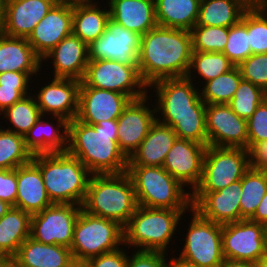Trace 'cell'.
I'll return each instance as SVG.
<instances>
[{"mask_svg":"<svg viewBox=\"0 0 267 267\" xmlns=\"http://www.w3.org/2000/svg\"><path fill=\"white\" fill-rule=\"evenodd\" d=\"M201 0H154L159 26L191 31L195 26Z\"/></svg>","mask_w":267,"mask_h":267,"instance_id":"cell-33","label":"cell"},{"mask_svg":"<svg viewBox=\"0 0 267 267\" xmlns=\"http://www.w3.org/2000/svg\"><path fill=\"white\" fill-rule=\"evenodd\" d=\"M247 31L252 54L267 53V0L252 4L247 10Z\"/></svg>","mask_w":267,"mask_h":267,"instance_id":"cell-39","label":"cell"},{"mask_svg":"<svg viewBox=\"0 0 267 267\" xmlns=\"http://www.w3.org/2000/svg\"><path fill=\"white\" fill-rule=\"evenodd\" d=\"M117 133V119L90 125L74 118L68 122L67 152L92 175L126 172L128 158L118 146Z\"/></svg>","mask_w":267,"mask_h":267,"instance_id":"cell-3","label":"cell"},{"mask_svg":"<svg viewBox=\"0 0 267 267\" xmlns=\"http://www.w3.org/2000/svg\"><path fill=\"white\" fill-rule=\"evenodd\" d=\"M169 260L168 261V266L167 267H194V266H191L189 264H186L182 261H180L179 259H177L176 257H170L169 256Z\"/></svg>","mask_w":267,"mask_h":267,"instance_id":"cell-53","label":"cell"},{"mask_svg":"<svg viewBox=\"0 0 267 267\" xmlns=\"http://www.w3.org/2000/svg\"><path fill=\"white\" fill-rule=\"evenodd\" d=\"M221 267H256L255 263L250 261L224 259Z\"/></svg>","mask_w":267,"mask_h":267,"instance_id":"cell-52","label":"cell"},{"mask_svg":"<svg viewBox=\"0 0 267 267\" xmlns=\"http://www.w3.org/2000/svg\"><path fill=\"white\" fill-rule=\"evenodd\" d=\"M249 220L257 223H262L267 226V192L262 198V201L257 207L254 215Z\"/></svg>","mask_w":267,"mask_h":267,"instance_id":"cell-51","label":"cell"},{"mask_svg":"<svg viewBox=\"0 0 267 267\" xmlns=\"http://www.w3.org/2000/svg\"><path fill=\"white\" fill-rule=\"evenodd\" d=\"M256 267H267V253L261 256L255 263Z\"/></svg>","mask_w":267,"mask_h":267,"instance_id":"cell-56","label":"cell"},{"mask_svg":"<svg viewBox=\"0 0 267 267\" xmlns=\"http://www.w3.org/2000/svg\"><path fill=\"white\" fill-rule=\"evenodd\" d=\"M58 0H5L1 32L10 37L28 39L38 22Z\"/></svg>","mask_w":267,"mask_h":267,"instance_id":"cell-22","label":"cell"},{"mask_svg":"<svg viewBox=\"0 0 267 267\" xmlns=\"http://www.w3.org/2000/svg\"><path fill=\"white\" fill-rule=\"evenodd\" d=\"M0 267H14L11 259H0Z\"/></svg>","mask_w":267,"mask_h":267,"instance_id":"cell-57","label":"cell"},{"mask_svg":"<svg viewBox=\"0 0 267 267\" xmlns=\"http://www.w3.org/2000/svg\"><path fill=\"white\" fill-rule=\"evenodd\" d=\"M58 1H70V2H76V1H85V0H58Z\"/></svg>","mask_w":267,"mask_h":267,"instance_id":"cell-58","label":"cell"},{"mask_svg":"<svg viewBox=\"0 0 267 267\" xmlns=\"http://www.w3.org/2000/svg\"><path fill=\"white\" fill-rule=\"evenodd\" d=\"M149 99L147 93L142 98L131 100L117 118L118 146L127 158L140 146L156 121L155 105Z\"/></svg>","mask_w":267,"mask_h":267,"instance_id":"cell-16","label":"cell"},{"mask_svg":"<svg viewBox=\"0 0 267 267\" xmlns=\"http://www.w3.org/2000/svg\"><path fill=\"white\" fill-rule=\"evenodd\" d=\"M241 180L214 192H191L192 208L202 217L219 224L241 220Z\"/></svg>","mask_w":267,"mask_h":267,"instance_id":"cell-18","label":"cell"},{"mask_svg":"<svg viewBox=\"0 0 267 267\" xmlns=\"http://www.w3.org/2000/svg\"><path fill=\"white\" fill-rule=\"evenodd\" d=\"M41 72H12L7 71L0 74V85L8 88H29L32 84L31 80ZM33 76V77H32ZM30 85V86H29Z\"/></svg>","mask_w":267,"mask_h":267,"instance_id":"cell-48","label":"cell"},{"mask_svg":"<svg viewBox=\"0 0 267 267\" xmlns=\"http://www.w3.org/2000/svg\"><path fill=\"white\" fill-rule=\"evenodd\" d=\"M43 65L28 39L10 37L0 31V74L7 71L42 72Z\"/></svg>","mask_w":267,"mask_h":267,"instance_id":"cell-30","label":"cell"},{"mask_svg":"<svg viewBox=\"0 0 267 267\" xmlns=\"http://www.w3.org/2000/svg\"><path fill=\"white\" fill-rule=\"evenodd\" d=\"M10 207L11 205L0 199V218H2L6 214Z\"/></svg>","mask_w":267,"mask_h":267,"instance_id":"cell-54","label":"cell"},{"mask_svg":"<svg viewBox=\"0 0 267 267\" xmlns=\"http://www.w3.org/2000/svg\"><path fill=\"white\" fill-rule=\"evenodd\" d=\"M265 98H267L266 92L242 79L228 105L239 117L248 120Z\"/></svg>","mask_w":267,"mask_h":267,"instance_id":"cell-40","label":"cell"},{"mask_svg":"<svg viewBox=\"0 0 267 267\" xmlns=\"http://www.w3.org/2000/svg\"><path fill=\"white\" fill-rule=\"evenodd\" d=\"M176 139L172 127L156 120L140 146L128 158V166L162 167Z\"/></svg>","mask_w":267,"mask_h":267,"instance_id":"cell-25","label":"cell"},{"mask_svg":"<svg viewBox=\"0 0 267 267\" xmlns=\"http://www.w3.org/2000/svg\"><path fill=\"white\" fill-rule=\"evenodd\" d=\"M192 35V51L220 52L224 51L228 40V27L194 26Z\"/></svg>","mask_w":267,"mask_h":267,"instance_id":"cell-42","label":"cell"},{"mask_svg":"<svg viewBox=\"0 0 267 267\" xmlns=\"http://www.w3.org/2000/svg\"><path fill=\"white\" fill-rule=\"evenodd\" d=\"M248 150L261 141L267 140V98L256 108L247 120Z\"/></svg>","mask_w":267,"mask_h":267,"instance_id":"cell-44","label":"cell"},{"mask_svg":"<svg viewBox=\"0 0 267 267\" xmlns=\"http://www.w3.org/2000/svg\"><path fill=\"white\" fill-rule=\"evenodd\" d=\"M169 256L160 251H134L128 255L127 267H167Z\"/></svg>","mask_w":267,"mask_h":267,"instance_id":"cell-45","label":"cell"},{"mask_svg":"<svg viewBox=\"0 0 267 267\" xmlns=\"http://www.w3.org/2000/svg\"><path fill=\"white\" fill-rule=\"evenodd\" d=\"M250 168L249 150L207 146L199 184L192 192L219 191L242 179Z\"/></svg>","mask_w":267,"mask_h":267,"instance_id":"cell-10","label":"cell"},{"mask_svg":"<svg viewBox=\"0 0 267 267\" xmlns=\"http://www.w3.org/2000/svg\"><path fill=\"white\" fill-rule=\"evenodd\" d=\"M207 146L192 140L177 138L167 153L162 167L192 192L202 177Z\"/></svg>","mask_w":267,"mask_h":267,"instance_id":"cell-17","label":"cell"},{"mask_svg":"<svg viewBox=\"0 0 267 267\" xmlns=\"http://www.w3.org/2000/svg\"><path fill=\"white\" fill-rule=\"evenodd\" d=\"M131 100L115 91L80 86L76 119L90 125L117 119Z\"/></svg>","mask_w":267,"mask_h":267,"instance_id":"cell-21","label":"cell"},{"mask_svg":"<svg viewBox=\"0 0 267 267\" xmlns=\"http://www.w3.org/2000/svg\"><path fill=\"white\" fill-rule=\"evenodd\" d=\"M251 168L265 169L267 167V140L254 144L249 149Z\"/></svg>","mask_w":267,"mask_h":267,"instance_id":"cell-50","label":"cell"},{"mask_svg":"<svg viewBox=\"0 0 267 267\" xmlns=\"http://www.w3.org/2000/svg\"><path fill=\"white\" fill-rule=\"evenodd\" d=\"M14 267H78L70 248L27 238L11 258Z\"/></svg>","mask_w":267,"mask_h":267,"instance_id":"cell-24","label":"cell"},{"mask_svg":"<svg viewBox=\"0 0 267 267\" xmlns=\"http://www.w3.org/2000/svg\"><path fill=\"white\" fill-rule=\"evenodd\" d=\"M0 115V117L4 116L7 119V121L5 120L6 123L9 121V124L6 125H12V127H7L6 130L22 136H25L40 116H42L36 98L32 93L25 96L22 100L15 102Z\"/></svg>","mask_w":267,"mask_h":267,"instance_id":"cell-37","label":"cell"},{"mask_svg":"<svg viewBox=\"0 0 267 267\" xmlns=\"http://www.w3.org/2000/svg\"><path fill=\"white\" fill-rule=\"evenodd\" d=\"M81 209L82 206L76 204H53L32 214L30 237L40 243L70 248Z\"/></svg>","mask_w":267,"mask_h":267,"instance_id":"cell-12","label":"cell"},{"mask_svg":"<svg viewBox=\"0 0 267 267\" xmlns=\"http://www.w3.org/2000/svg\"><path fill=\"white\" fill-rule=\"evenodd\" d=\"M81 81L69 78H55L42 85L35 95L41 115L59 116L70 122L78 113Z\"/></svg>","mask_w":267,"mask_h":267,"instance_id":"cell-20","label":"cell"},{"mask_svg":"<svg viewBox=\"0 0 267 267\" xmlns=\"http://www.w3.org/2000/svg\"><path fill=\"white\" fill-rule=\"evenodd\" d=\"M32 88H8L0 85V114L15 102L22 100L25 96L32 93ZM30 92V93H28Z\"/></svg>","mask_w":267,"mask_h":267,"instance_id":"cell-49","label":"cell"},{"mask_svg":"<svg viewBox=\"0 0 267 267\" xmlns=\"http://www.w3.org/2000/svg\"><path fill=\"white\" fill-rule=\"evenodd\" d=\"M241 77L267 93V53L252 54L237 66Z\"/></svg>","mask_w":267,"mask_h":267,"instance_id":"cell-43","label":"cell"},{"mask_svg":"<svg viewBox=\"0 0 267 267\" xmlns=\"http://www.w3.org/2000/svg\"><path fill=\"white\" fill-rule=\"evenodd\" d=\"M32 162L40 169L53 204L82 206L92 174L77 157L67 151L40 153L33 155Z\"/></svg>","mask_w":267,"mask_h":267,"instance_id":"cell-4","label":"cell"},{"mask_svg":"<svg viewBox=\"0 0 267 267\" xmlns=\"http://www.w3.org/2000/svg\"><path fill=\"white\" fill-rule=\"evenodd\" d=\"M189 215L190 221L184 245L180 255L176 257L180 261L194 267H221L224 256L222 251V224L215 223L202 217L193 208Z\"/></svg>","mask_w":267,"mask_h":267,"instance_id":"cell-9","label":"cell"},{"mask_svg":"<svg viewBox=\"0 0 267 267\" xmlns=\"http://www.w3.org/2000/svg\"><path fill=\"white\" fill-rule=\"evenodd\" d=\"M241 80L240 70L235 66L229 72L200 85V87L203 86L199 89L200 97L206 105L228 104L234 97Z\"/></svg>","mask_w":267,"mask_h":267,"instance_id":"cell-36","label":"cell"},{"mask_svg":"<svg viewBox=\"0 0 267 267\" xmlns=\"http://www.w3.org/2000/svg\"><path fill=\"white\" fill-rule=\"evenodd\" d=\"M192 55V35L188 30L157 25L141 35L137 67L149 86L164 78L186 77Z\"/></svg>","mask_w":267,"mask_h":267,"instance_id":"cell-2","label":"cell"},{"mask_svg":"<svg viewBox=\"0 0 267 267\" xmlns=\"http://www.w3.org/2000/svg\"><path fill=\"white\" fill-rule=\"evenodd\" d=\"M17 196V168L0 169V199L15 206Z\"/></svg>","mask_w":267,"mask_h":267,"instance_id":"cell-47","label":"cell"},{"mask_svg":"<svg viewBox=\"0 0 267 267\" xmlns=\"http://www.w3.org/2000/svg\"><path fill=\"white\" fill-rule=\"evenodd\" d=\"M138 206L190 210L191 192L160 166H128Z\"/></svg>","mask_w":267,"mask_h":267,"instance_id":"cell-7","label":"cell"},{"mask_svg":"<svg viewBox=\"0 0 267 267\" xmlns=\"http://www.w3.org/2000/svg\"><path fill=\"white\" fill-rule=\"evenodd\" d=\"M250 0H201L195 26L231 27L251 7Z\"/></svg>","mask_w":267,"mask_h":267,"instance_id":"cell-32","label":"cell"},{"mask_svg":"<svg viewBox=\"0 0 267 267\" xmlns=\"http://www.w3.org/2000/svg\"><path fill=\"white\" fill-rule=\"evenodd\" d=\"M128 253L129 251L122 246L115 251L90 258L80 267H127Z\"/></svg>","mask_w":267,"mask_h":267,"instance_id":"cell-46","label":"cell"},{"mask_svg":"<svg viewBox=\"0 0 267 267\" xmlns=\"http://www.w3.org/2000/svg\"><path fill=\"white\" fill-rule=\"evenodd\" d=\"M267 226L243 219L222 225V251L225 259L257 260L266 253Z\"/></svg>","mask_w":267,"mask_h":267,"instance_id":"cell-13","label":"cell"},{"mask_svg":"<svg viewBox=\"0 0 267 267\" xmlns=\"http://www.w3.org/2000/svg\"><path fill=\"white\" fill-rule=\"evenodd\" d=\"M30 213L11 206L0 218V259H11L30 237Z\"/></svg>","mask_w":267,"mask_h":267,"instance_id":"cell-31","label":"cell"},{"mask_svg":"<svg viewBox=\"0 0 267 267\" xmlns=\"http://www.w3.org/2000/svg\"><path fill=\"white\" fill-rule=\"evenodd\" d=\"M33 154L24 136L8 131L0 124V169H16L31 162Z\"/></svg>","mask_w":267,"mask_h":267,"instance_id":"cell-38","label":"cell"},{"mask_svg":"<svg viewBox=\"0 0 267 267\" xmlns=\"http://www.w3.org/2000/svg\"><path fill=\"white\" fill-rule=\"evenodd\" d=\"M72 17L73 2L58 1L38 22L28 42L40 59L62 39L72 34Z\"/></svg>","mask_w":267,"mask_h":267,"instance_id":"cell-19","label":"cell"},{"mask_svg":"<svg viewBox=\"0 0 267 267\" xmlns=\"http://www.w3.org/2000/svg\"><path fill=\"white\" fill-rule=\"evenodd\" d=\"M122 245L123 226L117 221L95 216L81 209L74 225L73 242L70 247L78 266L90 258L115 251Z\"/></svg>","mask_w":267,"mask_h":267,"instance_id":"cell-8","label":"cell"},{"mask_svg":"<svg viewBox=\"0 0 267 267\" xmlns=\"http://www.w3.org/2000/svg\"><path fill=\"white\" fill-rule=\"evenodd\" d=\"M53 205L46 188L40 169L31 161L17 167L16 208L35 214Z\"/></svg>","mask_w":267,"mask_h":267,"instance_id":"cell-26","label":"cell"},{"mask_svg":"<svg viewBox=\"0 0 267 267\" xmlns=\"http://www.w3.org/2000/svg\"><path fill=\"white\" fill-rule=\"evenodd\" d=\"M222 53L235 66H238L252 55L249 45V32L247 31V11L243 14L240 22L228 28V40Z\"/></svg>","mask_w":267,"mask_h":267,"instance_id":"cell-41","label":"cell"},{"mask_svg":"<svg viewBox=\"0 0 267 267\" xmlns=\"http://www.w3.org/2000/svg\"><path fill=\"white\" fill-rule=\"evenodd\" d=\"M234 67L235 65L224 53L192 51L191 63L186 77L196 81L195 76L198 74L197 79L201 78L202 83H205L229 72Z\"/></svg>","mask_w":267,"mask_h":267,"instance_id":"cell-35","label":"cell"},{"mask_svg":"<svg viewBox=\"0 0 267 267\" xmlns=\"http://www.w3.org/2000/svg\"><path fill=\"white\" fill-rule=\"evenodd\" d=\"M253 4L261 2L262 0H250Z\"/></svg>","mask_w":267,"mask_h":267,"instance_id":"cell-59","label":"cell"},{"mask_svg":"<svg viewBox=\"0 0 267 267\" xmlns=\"http://www.w3.org/2000/svg\"><path fill=\"white\" fill-rule=\"evenodd\" d=\"M106 4L113 21L140 35L158 25L154 0H108Z\"/></svg>","mask_w":267,"mask_h":267,"instance_id":"cell-27","label":"cell"},{"mask_svg":"<svg viewBox=\"0 0 267 267\" xmlns=\"http://www.w3.org/2000/svg\"><path fill=\"white\" fill-rule=\"evenodd\" d=\"M5 0H0V30L4 23Z\"/></svg>","mask_w":267,"mask_h":267,"instance_id":"cell-55","label":"cell"},{"mask_svg":"<svg viewBox=\"0 0 267 267\" xmlns=\"http://www.w3.org/2000/svg\"><path fill=\"white\" fill-rule=\"evenodd\" d=\"M137 207L134 185L127 171L91 175L82 204L84 211L117 221L124 227Z\"/></svg>","mask_w":267,"mask_h":267,"instance_id":"cell-5","label":"cell"},{"mask_svg":"<svg viewBox=\"0 0 267 267\" xmlns=\"http://www.w3.org/2000/svg\"><path fill=\"white\" fill-rule=\"evenodd\" d=\"M148 88L156 94L157 121L172 127L177 138L207 145L206 104L200 97L199 84L197 87L187 77L164 78Z\"/></svg>","mask_w":267,"mask_h":267,"instance_id":"cell-1","label":"cell"},{"mask_svg":"<svg viewBox=\"0 0 267 267\" xmlns=\"http://www.w3.org/2000/svg\"><path fill=\"white\" fill-rule=\"evenodd\" d=\"M141 35L109 19L105 32L88 45L89 60H115L137 65Z\"/></svg>","mask_w":267,"mask_h":267,"instance_id":"cell-14","label":"cell"},{"mask_svg":"<svg viewBox=\"0 0 267 267\" xmlns=\"http://www.w3.org/2000/svg\"><path fill=\"white\" fill-rule=\"evenodd\" d=\"M241 220L250 219L267 192L265 169L249 168L241 179Z\"/></svg>","mask_w":267,"mask_h":267,"instance_id":"cell-34","label":"cell"},{"mask_svg":"<svg viewBox=\"0 0 267 267\" xmlns=\"http://www.w3.org/2000/svg\"><path fill=\"white\" fill-rule=\"evenodd\" d=\"M80 86L115 91L132 100L150 93L142 81L137 65H124L115 60H89Z\"/></svg>","mask_w":267,"mask_h":267,"instance_id":"cell-11","label":"cell"},{"mask_svg":"<svg viewBox=\"0 0 267 267\" xmlns=\"http://www.w3.org/2000/svg\"><path fill=\"white\" fill-rule=\"evenodd\" d=\"M190 210L147 208L138 206L128 223L123 227L124 247L139 251L167 253L175 232L181 225L182 216ZM182 217V218H181ZM179 224V226H178ZM173 239V240H172Z\"/></svg>","mask_w":267,"mask_h":267,"instance_id":"cell-6","label":"cell"},{"mask_svg":"<svg viewBox=\"0 0 267 267\" xmlns=\"http://www.w3.org/2000/svg\"><path fill=\"white\" fill-rule=\"evenodd\" d=\"M207 145L248 150L247 120L239 117L228 104L206 105Z\"/></svg>","mask_w":267,"mask_h":267,"instance_id":"cell-15","label":"cell"},{"mask_svg":"<svg viewBox=\"0 0 267 267\" xmlns=\"http://www.w3.org/2000/svg\"><path fill=\"white\" fill-rule=\"evenodd\" d=\"M97 1L73 2L72 34L79 37L87 45H90L105 32L110 19L108 5L101 6L102 3Z\"/></svg>","mask_w":267,"mask_h":267,"instance_id":"cell-29","label":"cell"},{"mask_svg":"<svg viewBox=\"0 0 267 267\" xmlns=\"http://www.w3.org/2000/svg\"><path fill=\"white\" fill-rule=\"evenodd\" d=\"M47 60L53 66V77L82 81L89 62L88 45L71 34L62 39L41 62H48Z\"/></svg>","mask_w":267,"mask_h":267,"instance_id":"cell-23","label":"cell"},{"mask_svg":"<svg viewBox=\"0 0 267 267\" xmlns=\"http://www.w3.org/2000/svg\"><path fill=\"white\" fill-rule=\"evenodd\" d=\"M47 116H40L36 123L24 136L26 147L33 155L40 153L66 152L68 121L59 116H53L57 126L53 121H45ZM51 122V123H50Z\"/></svg>","mask_w":267,"mask_h":267,"instance_id":"cell-28","label":"cell"}]
</instances>
